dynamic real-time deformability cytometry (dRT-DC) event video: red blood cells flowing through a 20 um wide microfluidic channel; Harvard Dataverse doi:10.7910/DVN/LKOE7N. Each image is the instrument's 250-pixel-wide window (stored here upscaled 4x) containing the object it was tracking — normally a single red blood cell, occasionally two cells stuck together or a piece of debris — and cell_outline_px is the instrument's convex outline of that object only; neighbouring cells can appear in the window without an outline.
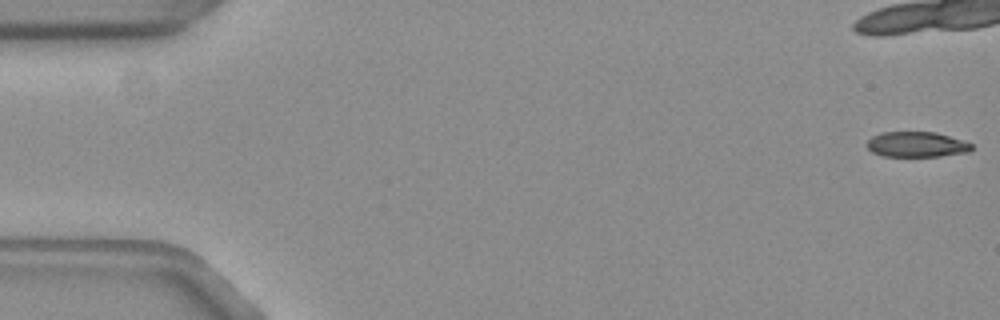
{"species": "common noctule bat (a hibernating species)", "species_latin": "Nyctalus noctula", "temperature_condition": "warm", "stored_images_in_passage": 24, "camera_frame_rate_fps": 3000, "um_per_image_px": 0.085, "animal": {"sex": "female", "body_mass_g": 19.3, "forearm_length_mm": 54.1}, "frame": {"image": 1, "passage_image": 1, "time_ms": 0.0, "image_size_px": [1000, 320], "cell_outline_px": [[972, 148], [968, 152], [940, 156], [884, 156], [872, 152], [868, 148], [868, 140], [872, 136], [884, 132], [936, 132], [972, 144]], "centroid_in_image_um": [77.9, 12.28], "position_along_channel_um": 7.1, "area_um2": 15.2}}